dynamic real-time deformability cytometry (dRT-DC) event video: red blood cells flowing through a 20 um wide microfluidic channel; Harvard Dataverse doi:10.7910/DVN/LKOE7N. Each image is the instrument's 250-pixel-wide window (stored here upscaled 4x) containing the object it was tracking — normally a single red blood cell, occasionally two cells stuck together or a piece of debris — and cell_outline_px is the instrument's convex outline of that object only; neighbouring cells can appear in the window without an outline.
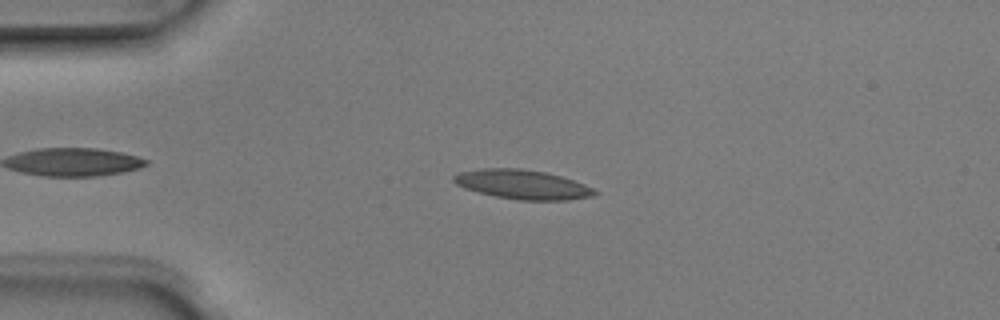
{"species": "Egyptian fruit bat (a non-hibernating species)", "species_latin": "Rousettus aegyptiacus", "temperature_condition": "room temperature", "stored_images_in_passage": 4, "camera_frame_rate_fps": 3000, "um_per_image_px": 0.085, "animal": {"sex": "male"}, "frame": {"image": 1, "passage_image": 3, "time_ms": 0.667, "image_size_px": [1000, 320], "cell_outline_px": [[600, 192], [596, 196], [568, 200], [516, 200], [496, 196], [464, 188], [456, 184], [452, 180], [452, 176], [460, 172], [480, 168], [520, 168], [544, 172], [560, 176], [584, 184]], "centroid_in_image_um": [44.42, 15.68], "position_along_channel_um": 40.6, "area_um2": 24.1}}